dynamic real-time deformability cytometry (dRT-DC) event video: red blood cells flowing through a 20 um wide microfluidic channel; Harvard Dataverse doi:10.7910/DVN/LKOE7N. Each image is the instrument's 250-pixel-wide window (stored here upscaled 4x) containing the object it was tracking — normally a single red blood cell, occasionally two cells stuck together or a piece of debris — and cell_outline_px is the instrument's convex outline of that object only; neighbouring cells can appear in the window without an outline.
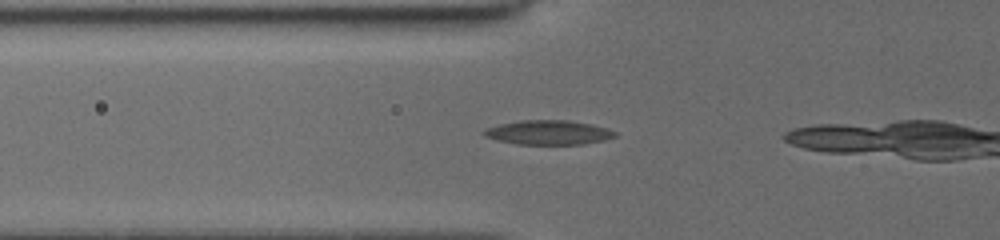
{"species": "common noctule bat (a hibernating species)", "species_latin": "Nyctalus noctula", "temperature_condition": "cold", "stored_images_in_passage": 5, "camera_frame_rate_fps": 3000, "um_per_image_px": 0.085, "animal": {"sex": "female", "body_mass_g": 19.5, "forearm_length_mm": 54.1}, "frame": {"image": 1, "passage_image": 3, "time_ms": 1.0, "image_size_px": [1000, 240], "cell_outline_px": [[616, 136], [604, 140], [584, 144], [516, 144], [496, 140], [484, 136], [480, 132], [484, 128], [500, 124], [520, 120], [568, 120], [592, 124], [608, 128], [616, 132]], "centroid_in_image_um": [46.58, 11.25], "position_along_channel_um": 79.2, "area_um2": 18.79}}